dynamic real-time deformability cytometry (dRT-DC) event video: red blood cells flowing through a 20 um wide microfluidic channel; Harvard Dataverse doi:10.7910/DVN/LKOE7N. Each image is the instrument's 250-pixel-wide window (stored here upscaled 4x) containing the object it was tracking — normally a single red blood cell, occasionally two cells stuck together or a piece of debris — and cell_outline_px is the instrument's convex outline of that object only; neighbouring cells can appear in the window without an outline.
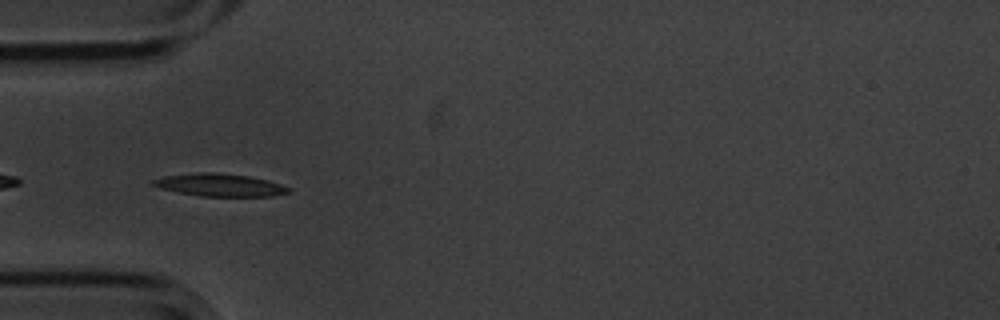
{"species": "common noctule bat (a hibernating species)", "species_latin": "Nyctalus noctula", "temperature_condition": "cold", "stored_images_in_passage": 40, "camera_frame_rate_fps": 3000, "um_per_image_px": 0.085, "animal": {"sex": "male", "body_mass_g": 20.1, "forearm_length_mm": 53.5}, "frame": {"image": 1, "passage_image": 2, "time_ms": 0.333, "image_size_px": [1000, 320], "cell_outline_px": [[292, 188], [288, 192], [272, 196], [200, 196], [160, 188], [148, 184], [148, 180], [164, 176], [196, 172], [216, 172], [248, 176], [268, 180]], "centroid_in_image_um": [18.61, 15.71], "position_along_channel_um": 66.4, "area_um2": 17.98}}
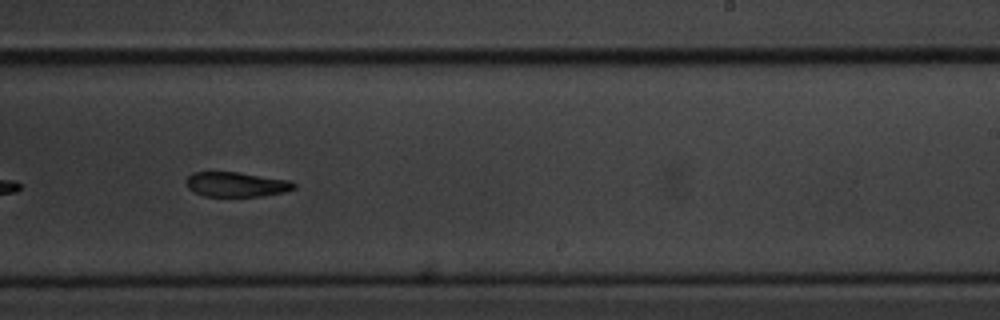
{"frame": {"image": 2, "passage_image": 19, "time_ms": 6.0, "image_size_px": [1000, 320], "cell_outline_px": [[296, 188], [284, 192], [260, 196], [204, 196], [192, 192], [188, 188], [188, 176], [192, 172], [236, 172], [292, 180], [296, 184]], "centroid_in_image_um": [20.12, 15.67], "position_along_channel_um": 268.9, "area_um2": 15.55}}
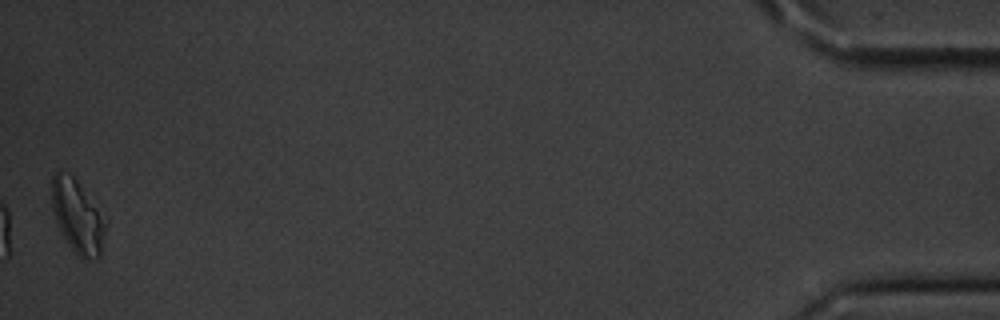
{"frame": {"image": 3, "passage_image": 40, "time_ms": 13.0, "image_size_px": [1000, 320], "cell_outline_px": [[104, 228], [100, 256], [96, 260], [84, 260], [76, 256], [60, 232], [56, 224], [52, 208], [52, 172], [68, 172], [76, 180], [104, 224]], "centroid_in_image_um": [6.49, 18.47], "position_along_channel_um": 428.7, "area_um2": 22.02}, "authors_computed_cell_mechanics": {"area_um2": 16.9354, "velocity_mm_per_s": 3.5801, "shape_relaxation_time_tau1_ms": 2.2401, "shape_relaxation_time_tau2_ms": 2.7308, "deformation_change_tau1": 0.1336, "deformation_change_tau2": 0.1048}}